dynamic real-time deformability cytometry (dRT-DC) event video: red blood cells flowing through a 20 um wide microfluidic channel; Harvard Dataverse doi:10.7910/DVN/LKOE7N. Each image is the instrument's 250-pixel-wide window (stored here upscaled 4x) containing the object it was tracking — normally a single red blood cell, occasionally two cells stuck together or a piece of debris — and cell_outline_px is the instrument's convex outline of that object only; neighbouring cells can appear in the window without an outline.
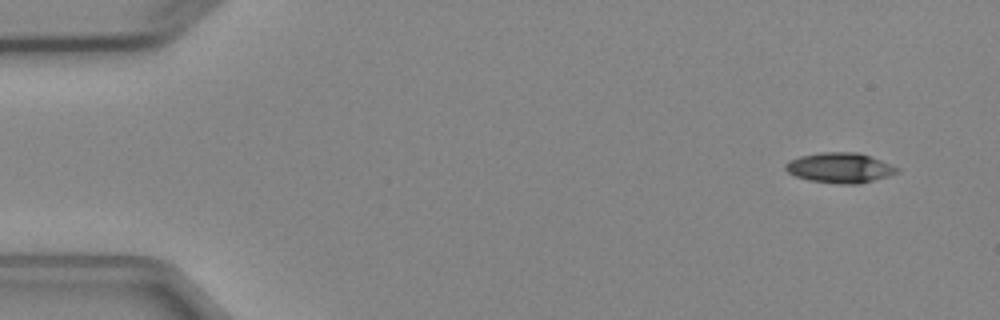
{"species": "Egyptian fruit bat (a non-hibernating species)", "species_latin": "Rousettus aegyptiacus", "temperature_condition": "cold", "stored_images_in_passage": 5, "segment_of_instrument_passage": [1, 2], "camera_frame_rate_fps": 3000, "um_per_image_px": 0.085, "animal": {"sex": "female"}, "frame": {"image": 1, "passage_image": 1, "time_ms": 0.0, "image_size_px": [1000, 320], "cell_outline_px": [[900, 172], [888, 176], [860, 184], [840, 184], [808, 180], [796, 176], [788, 172], [784, 168], [784, 164], [788, 160], [800, 156], [820, 152], [856, 152], [880, 160], [900, 168]], "centroid_in_image_um": [71.37, 14.27], "position_along_channel_um": 13.6, "area_um2": 19.65}}